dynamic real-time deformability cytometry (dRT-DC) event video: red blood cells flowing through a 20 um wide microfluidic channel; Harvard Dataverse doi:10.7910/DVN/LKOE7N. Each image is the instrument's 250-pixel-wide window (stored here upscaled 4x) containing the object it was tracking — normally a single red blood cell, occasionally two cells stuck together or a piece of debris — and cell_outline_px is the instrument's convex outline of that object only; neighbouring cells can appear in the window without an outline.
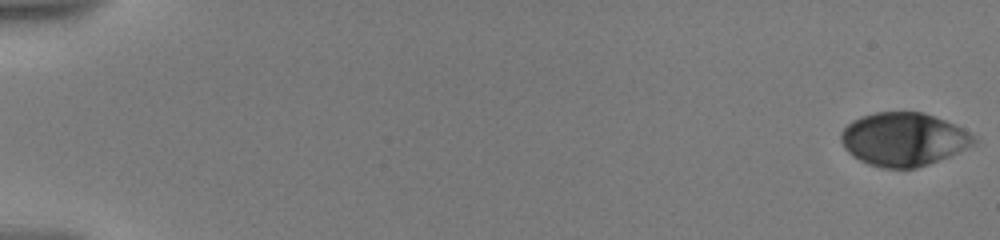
{"species": "human", "species_latin": "Homo sapiens", "temperature_condition": "warm", "stored_images_in_passage": 13, "camera_frame_rate_fps": 3000, "um_per_image_px": 0.085, "donor": {"sex": "male"}, "frame": {"image": 1, "passage_image": 1, "time_ms": 0.0, "image_size_px": [1000, 240], "cell_outline_px": [[976, 144], [948, 156], [928, 164], [916, 168], [880, 168], [868, 164], [852, 156], [844, 148], [840, 140], [840, 132], [852, 120], [860, 116], [876, 112], [924, 112], [944, 120], [968, 132], [976, 140]], "centroid_in_image_um": [76.75, 11.84], "position_along_channel_um": 8.3, "area_um2": 41.15}}
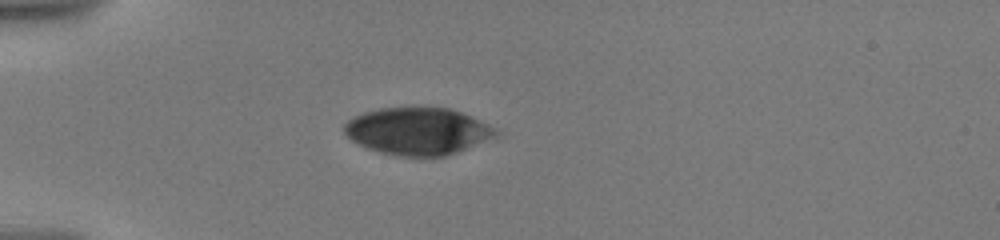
{"frame": {"image": 2, "passage_image": 10, "time_ms": 5.667, "image_size_px": [1000, 240], "cell_outline_px": [[504, 132], [496, 136], [448, 156], [396, 156], [380, 152], [368, 148], [352, 140], [344, 132], [344, 124], [348, 120], [364, 112], [380, 108], [448, 108], [460, 112], [480, 120]], "centroid_in_image_um": [35.53, 11.16], "position_along_channel_um": 49.5, "area_um2": 41.44}}
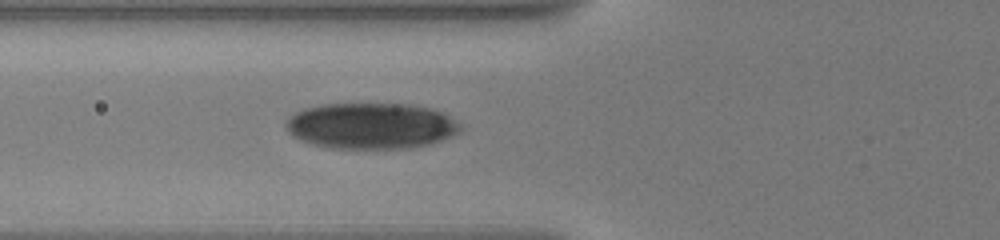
{"frame": {"image": 3, "passage_image": 13, "time_ms": 7.667, "image_size_px": [1000, 240], "cell_outline_px": [[460, 132], [452, 136], [428, 144], [412, 148], [336, 148], [316, 144], [300, 140], [292, 136], [284, 128], [284, 120], [288, 116], [304, 108], [320, 104], [412, 104], [432, 108], [444, 112], [460, 124]], "centroid_in_image_um": [31.52, 10.68], "position_along_channel_um": 94.3, "area_um2": 47.05}}